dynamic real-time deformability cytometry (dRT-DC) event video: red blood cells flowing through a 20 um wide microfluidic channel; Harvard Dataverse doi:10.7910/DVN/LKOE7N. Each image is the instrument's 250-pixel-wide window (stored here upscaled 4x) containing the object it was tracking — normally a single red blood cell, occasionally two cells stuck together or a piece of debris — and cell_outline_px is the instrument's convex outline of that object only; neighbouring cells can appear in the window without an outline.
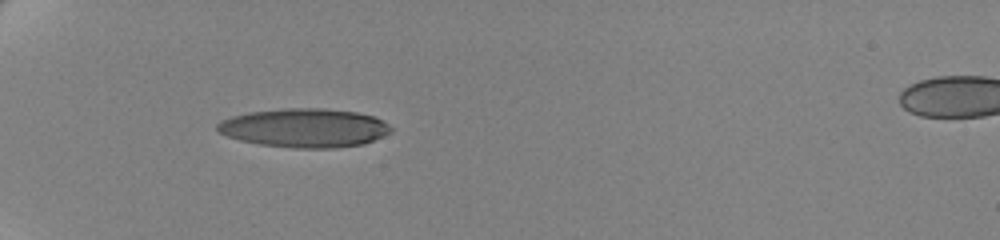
{"species": "human", "species_latin": "Homo sapiens", "temperature_condition": "cold", "stored_images_in_passage": 40, "camera_frame_rate_fps": 3000, "um_per_image_px": 0.085, "donor": {"sex": "female"}, "frame": {"image": 1, "passage_image": 1, "time_ms": 0.0, "image_size_px": [1000, 240], "cell_outline_px": [[392, 132], [364, 144], [336, 148], [292, 148], [260, 144], [240, 140], [228, 136], [220, 132], [216, 128], [216, 124], [220, 120], [232, 116], [248, 112], [288, 108], [320, 108], [356, 112], [372, 116], [388, 124], [392, 128]], "centroid_in_image_um": [25.87, 10.88], "position_along_channel_um": 59.1, "area_um2": 39.25}}
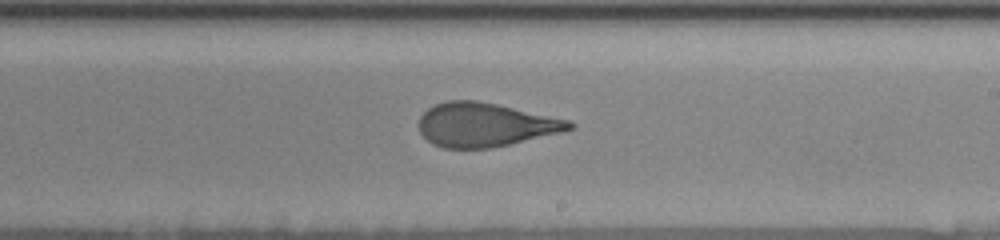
{"frame": {"image": 2, "passage_image": 19, "time_ms": 6.0, "image_size_px": [1000, 240], "cell_outline_px": [[576, 124], [572, 128], [564, 132], [508, 144], [488, 148], [444, 148], [432, 144], [420, 132], [420, 116], [428, 108], [436, 104], [448, 100], [476, 100], [496, 104], [568, 120]], "centroid_in_image_um": [41.23, 10.6], "position_along_channel_um": 247.8, "area_um2": 38.03}}
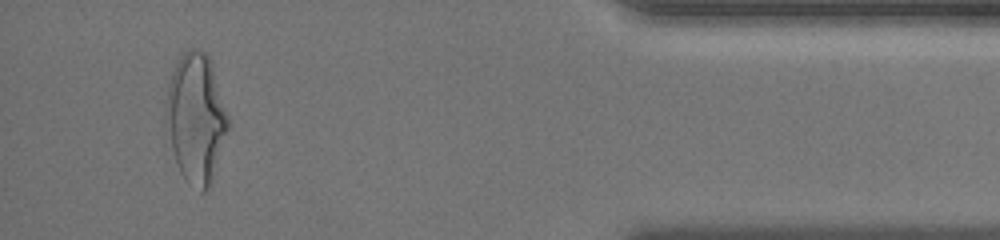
{"frame": {"image": 3, "passage_image": 37, "time_ms": 12.0, "image_size_px": [1000, 240], "cell_outline_px": [[228, 128], [212, 180], [204, 192], [200, 192], [188, 184], [184, 180], [176, 164], [172, 148], [164, 108], [168, 84], [172, 72], [180, 56], [188, 48], [196, 48], [204, 52], [208, 56], [212, 64], [228, 112]], "centroid_in_image_um": [16.65, 10.03], "position_along_channel_um": 418.5, "area_um2": 46.64}, "authors_computed_cell_mechanics": {"area_um2": 39.593, "velocity_mm_per_s": 3.4952, "shape_relaxation_time_tau1_ms": 4.6111, "shape_relaxation_time_tau2_ms": 1.3102, "deformation_change_tau1": 0.1897, "deformation_change_tau2": 0.1008}}